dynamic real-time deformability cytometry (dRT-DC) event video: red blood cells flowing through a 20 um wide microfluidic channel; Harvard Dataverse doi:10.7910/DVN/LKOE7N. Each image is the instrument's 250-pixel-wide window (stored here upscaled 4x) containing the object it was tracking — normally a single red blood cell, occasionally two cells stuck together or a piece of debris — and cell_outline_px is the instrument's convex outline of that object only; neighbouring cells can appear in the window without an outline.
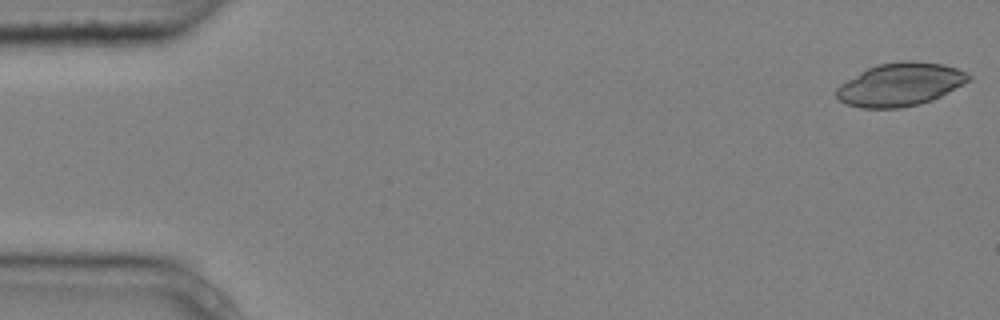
{"species": "common noctule bat (a hibernating species)", "species_latin": "Nyctalus noctula", "temperature_condition": "cold", "stored_images_in_passage": 3, "camera_frame_rate_fps": 3000, "um_per_image_px": 0.085, "animal": {"sex": "male", "body_mass_g": 20.4}, "frame": {"image": 1, "passage_image": 1, "time_ms": 0.0, "image_size_px": [1000, 320], "cell_outline_px": [[972, 80], [932, 100], [920, 104], [900, 108], [860, 108], [848, 104], [840, 100], [836, 96], [836, 88], [840, 84], [860, 72], [876, 64], [900, 60], [916, 60], [944, 64], [956, 68], [972, 76]], "centroid_in_image_um": [76.53, 7.17], "position_along_channel_um": 8.5, "area_um2": 33.41}}